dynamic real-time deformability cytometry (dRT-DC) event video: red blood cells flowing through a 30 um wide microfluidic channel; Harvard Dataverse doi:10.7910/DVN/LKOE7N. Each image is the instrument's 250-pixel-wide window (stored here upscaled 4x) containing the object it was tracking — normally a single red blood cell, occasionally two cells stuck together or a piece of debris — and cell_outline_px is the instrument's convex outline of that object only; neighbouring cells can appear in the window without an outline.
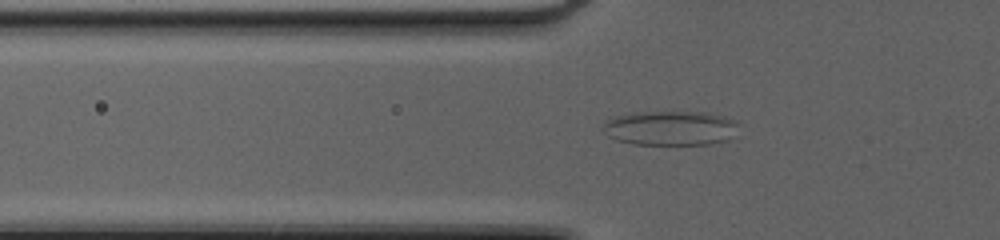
{"species": "common noctule bat (a hibernating species)", "species_latin": "Nyctalus noctula", "temperature_condition": "cold", "stored_images_in_passage": 41, "camera_frame_rate_fps": 3000, "um_per_image_px": 0.085, "animal": {"sex": "female", "body_mass_g": 20.0, "forearm_length_mm": 54.0}, "frame": {"image": 1, "passage_image": 9, "time_ms": 2.667, "image_size_px": [1000, 240], "cell_outline_px": [[736, 124], [728, 140], [708, 144], [632, 144], [616, 140], [608, 136], [600, 128], [608, 116], [632, 112], [708, 112], [724, 116], [736, 120]], "centroid_in_image_um": [56.86, 10.87], "position_along_channel_um": 68.9, "area_um2": 27.51}}
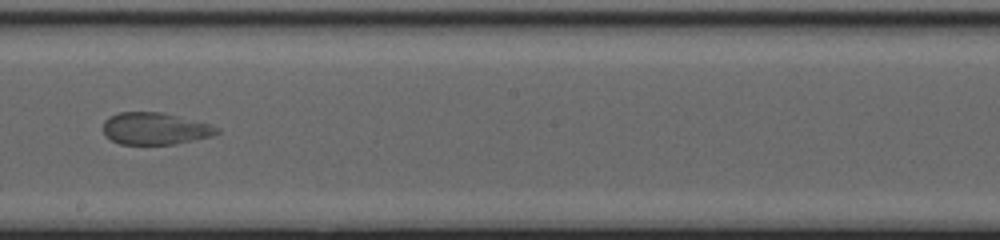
{"frame": {"image": 2, "passage_image": 21, "time_ms": 6.667, "image_size_px": [1000, 240], "cell_outline_px": [[220, 132], [212, 136], [176, 144], [120, 144], [104, 136], [104, 120], [108, 116], [120, 112], [160, 112], [212, 124], [220, 128]], "centroid_in_image_um": [13.19, 10.93], "position_along_channel_um": 235.0, "area_um2": 21.33}}
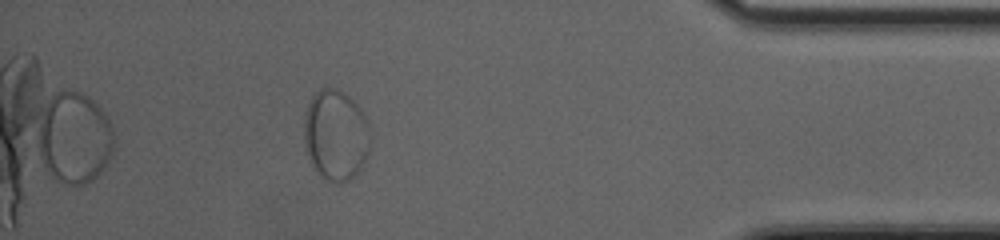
{"frame": {"image": 3, "passage_image": 36, "time_ms": 11.667, "image_size_px": [1000, 240], "cell_outline_px": [[368, 152], [360, 168], [348, 180], [340, 184], [336, 184], [320, 176], [312, 168], [304, 140], [304, 120], [308, 104], [312, 96], [320, 88], [336, 88], [344, 92], [364, 112], [368, 124]], "centroid_in_image_um": [28.51, 11.48], "position_along_channel_um": 406.7, "area_um2": 34.85}}